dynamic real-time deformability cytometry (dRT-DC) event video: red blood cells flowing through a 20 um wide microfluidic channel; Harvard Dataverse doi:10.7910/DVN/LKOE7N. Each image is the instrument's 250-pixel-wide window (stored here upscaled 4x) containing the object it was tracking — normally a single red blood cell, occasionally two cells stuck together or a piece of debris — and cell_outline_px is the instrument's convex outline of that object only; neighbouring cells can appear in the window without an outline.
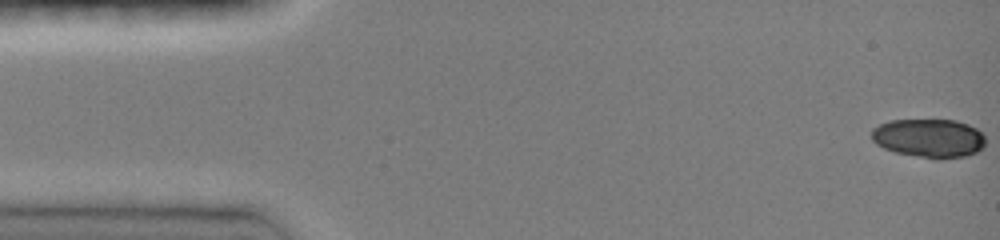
{"species": "common noctule bat (a hibernating species)", "species_latin": "Nyctalus noctula", "temperature_condition": "room temperature", "stored_images_in_passage": 48, "camera_frame_rate_fps": 3000, "um_per_image_px": 0.085, "animal": {"sex": "female", "body_mass_g": 19.0, "forearm_length_mm": 51.5}, "frame": {"image": 1, "passage_image": 1, "time_ms": 0.0, "image_size_px": [1000, 240], "cell_outline_px": [[984, 148], [976, 152], [964, 156], [940, 160], [896, 152], [884, 148], [876, 144], [872, 140], [872, 128], [888, 120], [956, 120], [968, 124], [976, 128], [984, 136]], "centroid_in_image_um": [78.96, 11.74], "position_along_channel_um": 6.0, "area_um2": 25.78}}
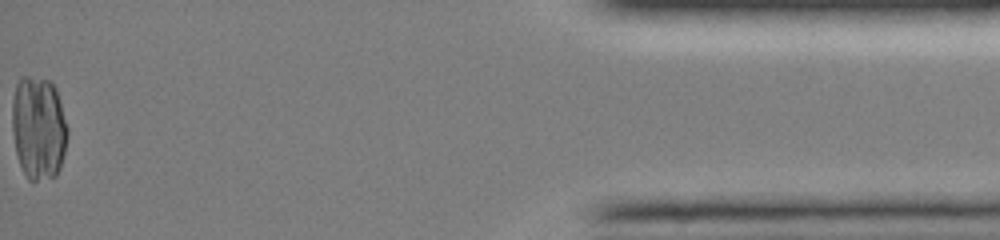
{"frame": {"image": 2, "passage_image": 48, "time_ms": 15.667, "image_size_px": [1000, 240], "cell_outline_px": [[68, 132], [64, 152], [60, 168], [56, 176], [36, 180], [28, 180], [20, 164], [16, 152], [12, 132], [12, 100], [16, 84], [20, 76], [28, 76], [52, 80], [56, 88], [68, 128]], "centroid_in_image_um": [3.27, 10.83], "position_along_channel_um": 431.9, "area_um2": 33.76}}